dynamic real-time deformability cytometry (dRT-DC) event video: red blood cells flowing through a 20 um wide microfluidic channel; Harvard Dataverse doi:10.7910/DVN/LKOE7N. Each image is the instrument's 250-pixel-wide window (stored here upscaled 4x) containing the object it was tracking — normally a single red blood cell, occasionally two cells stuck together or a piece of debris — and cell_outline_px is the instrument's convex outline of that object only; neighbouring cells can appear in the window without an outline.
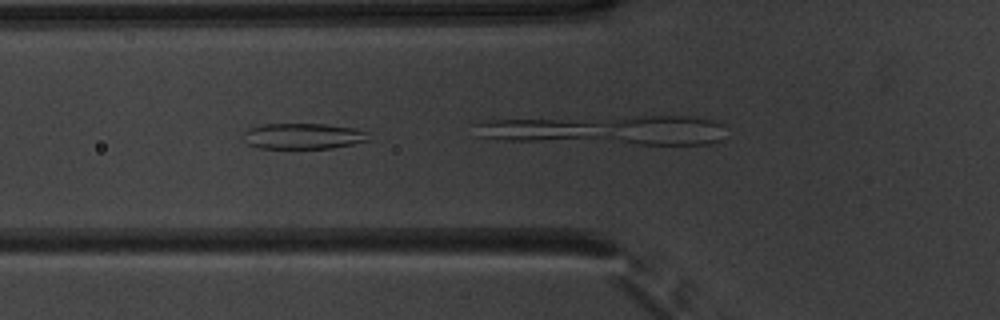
{"species": "common noctule bat (a hibernating species)", "species_latin": "Nyctalus noctula", "temperature_condition": "warm", "stored_images_in_passage": 21, "camera_frame_rate_fps": 3000, "um_per_image_px": 0.085, "animal": {"sex": "male", "body_mass_g": 20.1, "forearm_length_mm": 53.5}, "frame": {"image": 1, "passage_image": 18, "time_ms": 5.667, "image_size_px": [1000, 320], "cell_outline_px": [[372, 132], [368, 140], [352, 144], [332, 148], [260, 148], [248, 144], [244, 140], [244, 132], [248, 128], [264, 124], [324, 124], [356, 128]], "centroid_in_image_um": [25.81, 11.56], "position_along_channel_um": 100.0, "area_um2": 18.96}}